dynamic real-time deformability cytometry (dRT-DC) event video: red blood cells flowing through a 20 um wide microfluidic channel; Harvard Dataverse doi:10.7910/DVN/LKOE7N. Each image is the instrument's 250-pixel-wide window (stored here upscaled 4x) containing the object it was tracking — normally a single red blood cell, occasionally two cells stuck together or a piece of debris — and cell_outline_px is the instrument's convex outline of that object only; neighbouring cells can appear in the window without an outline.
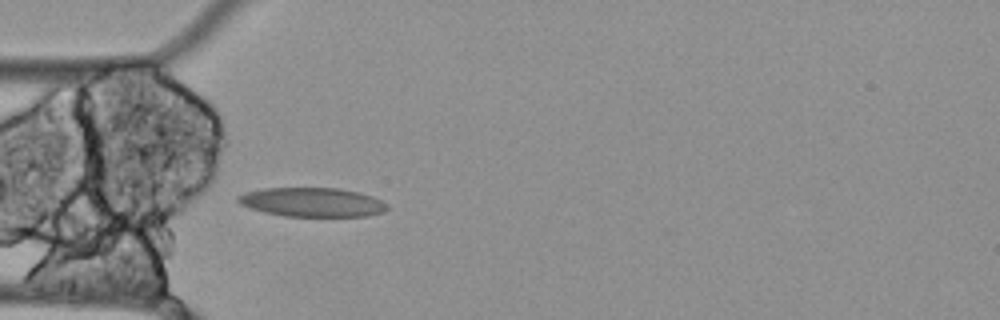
{"species": "Egyptian fruit bat (a non-hibernating species)", "species_latin": "Rousettus aegyptiacus", "temperature_condition": "cold", "stored_images_in_passage": 4, "camera_frame_rate_fps": 3000, "um_per_image_px": 0.085, "animal": {"sex": "female"}, "frame": {"image": 1, "passage_image": 1, "time_ms": 0.0, "image_size_px": [1000, 320], "cell_outline_px": [[388, 208], [384, 212], [368, 216], [284, 216], [264, 212], [240, 204], [236, 200], [236, 196], [244, 192], [264, 188], [336, 188], [356, 192], [372, 196], [388, 204]], "centroid_in_image_um": [26.52, 17.19], "position_along_channel_um": 58.5, "area_um2": 25.26}}
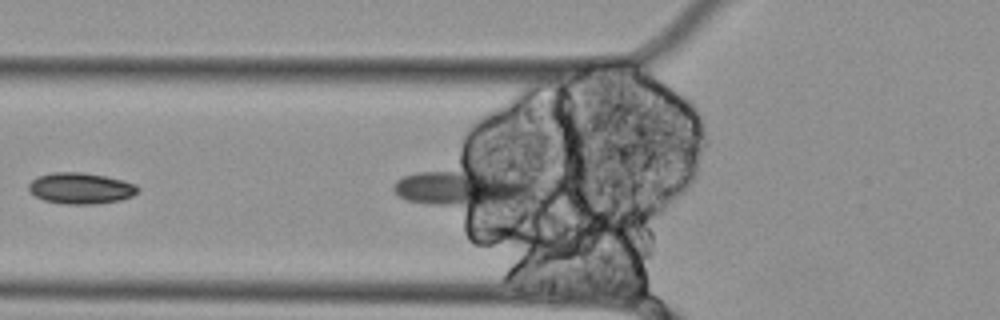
{"frame": {"image": 2, "passage_image": 3, "time_ms": 0.667, "image_size_px": [1000, 320], "cell_outline_px": [[140, 188], [132, 196], [120, 200], [96, 204], [64, 204], [44, 200], [36, 196], [28, 188], [28, 184], [36, 176], [52, 172], [80, 172], [104, 176], [124, 180], [136, 184]], "centroid_in_image_um": [6.86, 16.0], "position_along_channel_um": 118.9, "area_um2": 19.83}}